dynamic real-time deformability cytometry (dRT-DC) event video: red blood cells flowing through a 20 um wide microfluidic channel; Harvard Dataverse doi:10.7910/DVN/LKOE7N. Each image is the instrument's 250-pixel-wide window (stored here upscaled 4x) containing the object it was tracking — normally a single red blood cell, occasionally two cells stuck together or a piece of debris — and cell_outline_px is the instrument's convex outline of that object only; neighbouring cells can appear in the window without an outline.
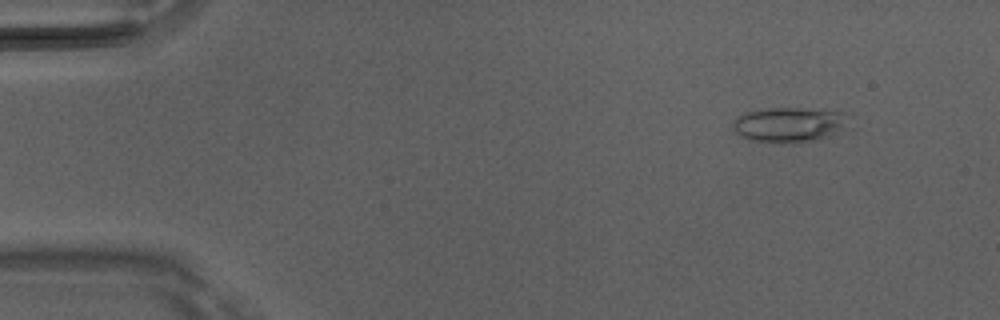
{"species": "Egyptian fruit bat (a non-hibernating species)", "species_latin": "Rousettus aegyptiacus", "temperature_condition": "room temperature", "stored_images_in_passage": 6, "segment_of_instrument_passage": [1, 2], "camera_frame_rate_fps": 3000, "um_per_image_px": 0.085, "animal": {"sex": "male"}, "frame": {"image": 1, "passage_image": 2, "time_ms": 0.333, "image_size_px": [1000, 320], "cell_outline_px": [[852, 128], [812, 140], [784, 144], [772, 144], [752, 140], [736, 132], [732, 128], [732, 124], [736, 116], [748, 112], [768, 108], [804, 108], [844, 112], [852, 116]], "centroid_in_image_um": [67.19, 10.59], "position_along_channel_um": 17.8, "area_um2": 24.22}}